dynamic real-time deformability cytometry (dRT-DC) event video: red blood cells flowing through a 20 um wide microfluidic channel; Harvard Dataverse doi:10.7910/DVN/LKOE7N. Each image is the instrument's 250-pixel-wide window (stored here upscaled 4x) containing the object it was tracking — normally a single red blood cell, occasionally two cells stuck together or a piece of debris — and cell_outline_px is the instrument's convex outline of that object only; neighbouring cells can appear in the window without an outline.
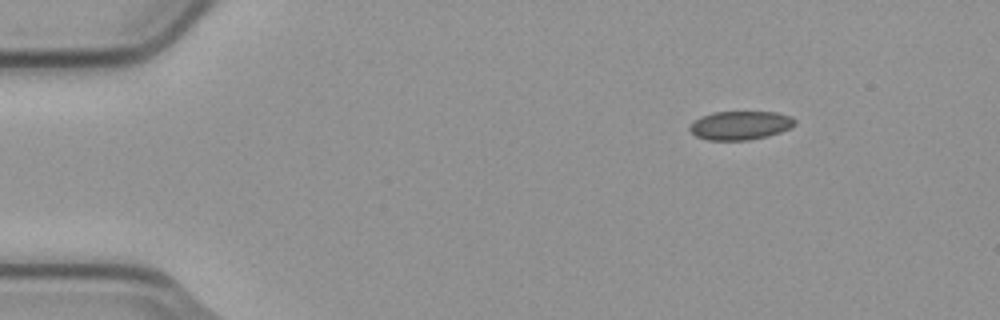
{"species": "common noctule bat (a hibernating species)", "species_latin": "Nyctalus noctula", "temperature_condition": "cold", "stored_images_in_passage": 48, "camera_frame_rate_fps": 3000, "um_per_image_px": 0.085, "animal": {"sex": "male", "body_mass_g": 23.1, "forearm_length_mm": 52.7}, "frame": {"image": 1, "passage_image": 1, "time_ms": 0.0, "image_size_px": [1000, 320], "cell_outline_px": [[796, 124], [792, 128], [768, 136], [748, 140], [708, 140], [696, 136], [688, 128], [700, 116], [716, 112], [776, 112], [792, 116], [796, 120]], "centroid_in_image_um": [62.98, 10.65], "position_along_channel_um": 22.0, "area_um2": 17.63}}
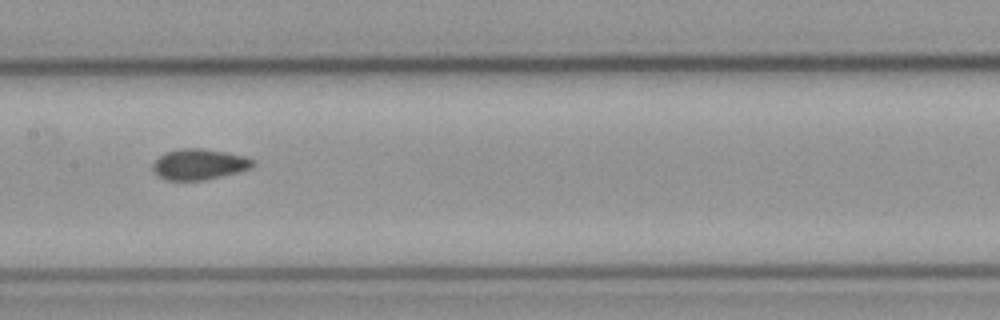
{"frame": {"image": 2, "passage_image": 21, "time_ms": 6.667, "image_size_px": [1000, 320], "cell_outline_px": [[256, 164], [248, 168], [236, 172], [204, 180], [168, 180], [160, 176], [152, 168], [152, 164], [164, 152], [184, 148], [200, 148], [224, 152], [244, 156], [252, 160]], "centroid_in_image_um": [16.9, 13.96], "position_along_channel_um": 190.5, "area_um2": 17.51}}
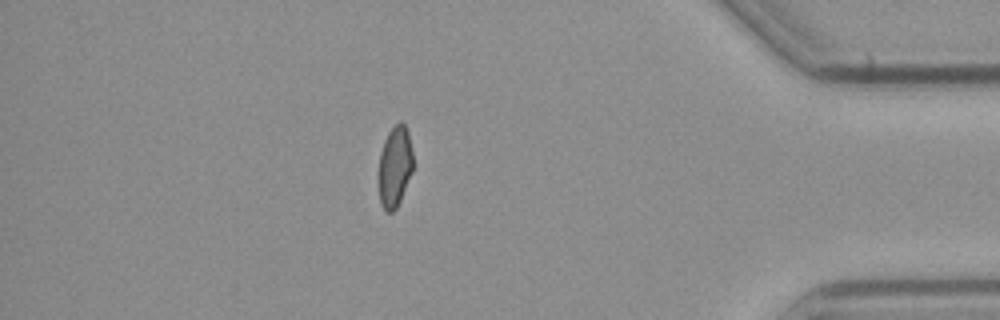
{"frame": {"image": 3, "passage_image": 41, "time_ms": 13.333, "image_size_px": [1000, 320], "cell_outline_px": [[412, 172], [400, 200], [396, 208], [392, 212], [384, 212], [380, 204], [380, 152], [384, 140], [388, 132], [400, 120], [404, 124], [408, 132], [412, 152]], "centroid_in_image_um": [33.56, 14.16], "position_along_channel_um": 401.6, "area_um2": 15.95}, "authors_computed_cell_mechanics": {"area_um2": 17.6001, "velocity_mm_per_s": 3.7894, "shape_relaxation_time_tau1_ms": null, "shape_relaxation_time_tau2_ms": 1.663, "deformation_change_tau1": null, "deformation_change_tau2": 0.0522}}